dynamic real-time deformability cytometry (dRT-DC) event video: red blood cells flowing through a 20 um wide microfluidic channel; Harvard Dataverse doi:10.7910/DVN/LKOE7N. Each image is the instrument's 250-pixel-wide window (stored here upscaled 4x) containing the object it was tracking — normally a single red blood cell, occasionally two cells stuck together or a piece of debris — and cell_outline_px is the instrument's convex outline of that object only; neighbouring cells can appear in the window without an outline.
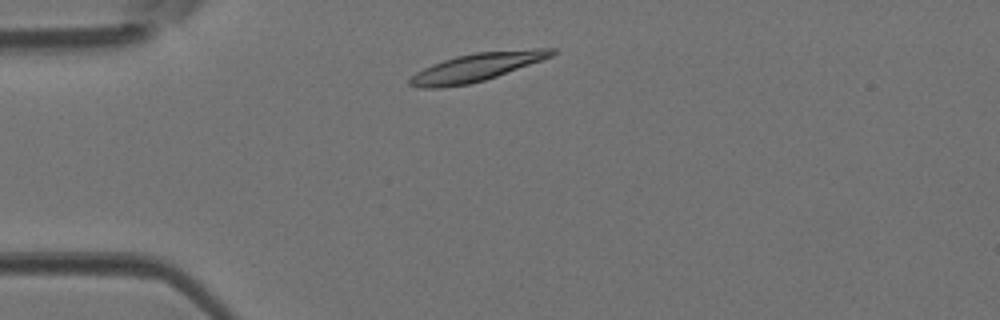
{"species": "Egyptian fruit bat (a non-hibernating species)", "species_latin": "Rousettus aegyptiacus", "temperature_condition": "room temperature", "stored_images_in_passage": 38, "camera_frame_rate_fps": 3000, "um_per_image_px": 0.085, "animal": {"sex": "female"}, "frame": {"image": 1, "passage_image": 4, "time_ms": 1.0, "image_size_px": [1000, 320], "cell_outline_px": [[556, 52], [552, 56], [496, 76], [484, 80], [468, 84], [440, 88], [416, 88], [408, 84], [408, 80], [416, 72], [432, 64], [456, 56], [476, 52], [532, 48], [556, 48]], "centroid_in_image_um": [40.48, 5.71], "position_along_channel_um": 44.5, "area_um2": 23.12}}
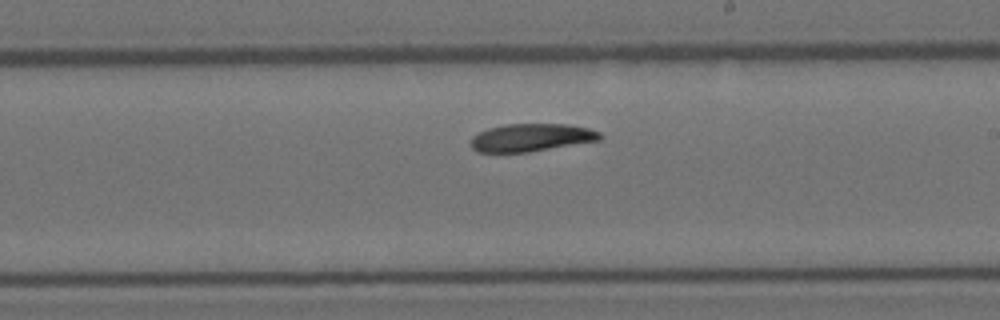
{"frame": {"image": 2, "passage_image": 19, "time_ms": 6.0, "image_size_px": [1000, 320], "cell_outline_px": [[604, 136], [600, 140], [528, 152], [476, 152], [472, 148], [472, 136], [488, 128], [504, 124], [568, 124], [588, 128], [600, 132]], "centroid_in_image_um": [45.18, 11.69], "position_along_channel_um": 243.8, "area_um2": 20.87}}
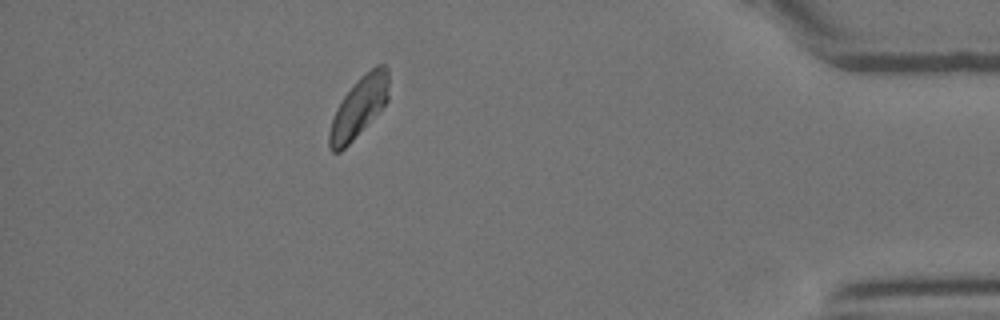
{"frame": {"image": 3, "passage_image": 33, "time_ms": 10.667, "image_size_px": [1000, 320], "cell_outline_px": [[388, 100], [352, 140], [340, 152], [332, 152], [328, 148], [328, 132], [336, 108], [344, 96], [356, 80], [360, 76], [376, 64], [384, 64], [388, 68]], "centroid_in_image_um": [30.48, 9.08], "position_along_channel_um": 404.7, "area_um2": 20.58}}